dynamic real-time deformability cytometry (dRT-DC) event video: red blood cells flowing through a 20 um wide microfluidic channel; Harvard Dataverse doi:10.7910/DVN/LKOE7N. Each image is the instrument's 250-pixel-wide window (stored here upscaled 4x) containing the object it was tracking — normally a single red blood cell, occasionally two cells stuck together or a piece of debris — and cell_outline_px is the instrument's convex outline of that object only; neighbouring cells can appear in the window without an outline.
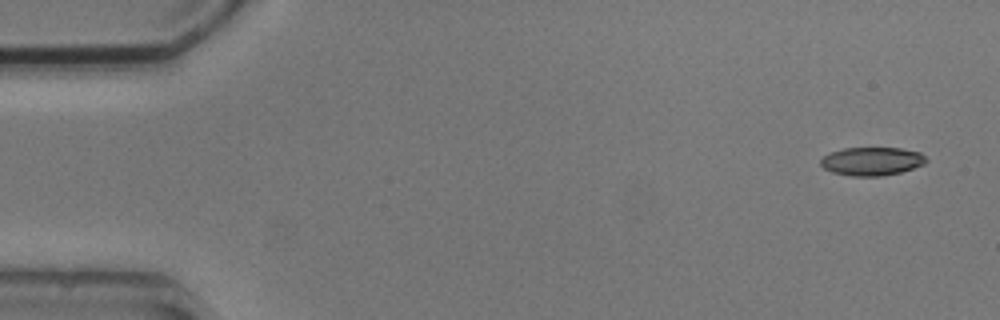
{"species": "common noctule bat (a hibernating species)", "species_latin": "Nyctalus noctula", "temperature_condition": "cold", "stored_images_in_passage": 5, "camera_frame_rate_fps": 3000, "um_per_image_px": 0.085, "animal": {"sex": "male", "body_mass_g": 20.5, "forearm_length_mm": 52.5}, "frame": {"image": 1, "passage_image": 1, "time_ms": 0.0, "image_size_px": [1000, 320], "cell_outline_px": [[928, 160], [924, 164], [900, 172], [880, 176], [852, 176], [832, 172], [824, 168], [820, 164], [820, 160], [828, 152], [844, 148], [900, 148], [920, 152]], "centroid_in_image_um": [74.08, 13.7], "position_along_channel_um": 10.9, "area_um2": 17.4}}
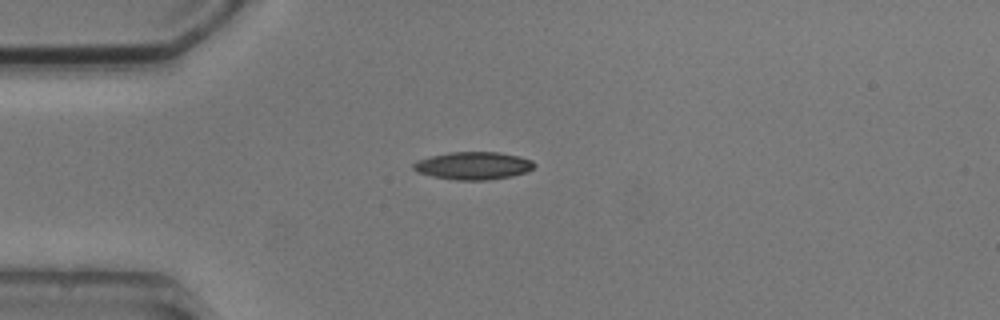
{"frame": {"image": 2, "passage_image": 4, "time_ms": 3.667, "image_size_px": [1000, 320], "cell_outline_px": [[536, 164], [528, 172], [512, 176], [488, 180], [456, 180], [432, 176], [416, 172], [412, 168], [412, 164], [416, 160], [432, 156], [452, 152], [500, 152], [520, 156], [532, 160]], "centroid_in_image_um": [40.24, 14.08], "position_along_channel_um": 44.8, "area_um2": 19.65}}